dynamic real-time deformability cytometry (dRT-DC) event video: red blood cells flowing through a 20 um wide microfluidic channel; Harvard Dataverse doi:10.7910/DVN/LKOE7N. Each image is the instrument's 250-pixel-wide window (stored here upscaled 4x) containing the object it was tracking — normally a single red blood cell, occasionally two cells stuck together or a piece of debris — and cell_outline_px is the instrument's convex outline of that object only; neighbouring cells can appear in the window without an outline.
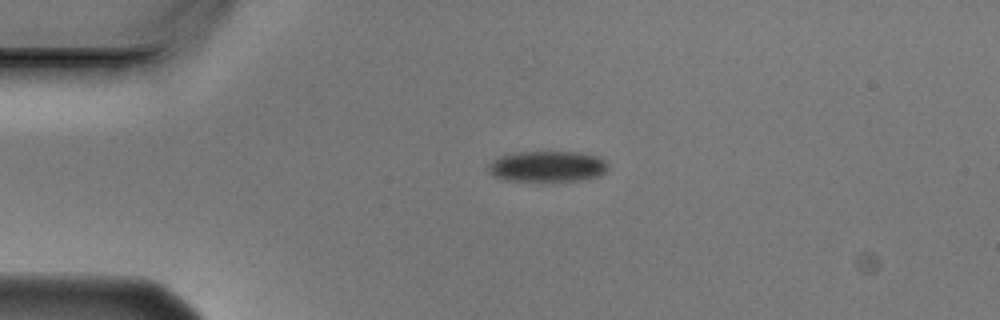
{"species": "Egyptian fruit bat (a non-hibernating species)", "species_latin": "Rousettus aegyptiacus", "temperature_condition": "cold", "stored_images_in_passage": 5, "camera_frame_rate_fps": 3000, "um_per_image_px": 0.085, "animal": {"sex": "male"}, "frame": {"image": 1, "passage_image": 5, "time_ms": 1.333, "image_size_px": [1000, 320], "cell_outline_px": [[608, 168], [600, 176], [588, 180], [504, 180], [492, 176], [488, 172], [488, 164], [492, 160], [500, 156], [512, 152], [580, 152], [600, 156], [608, 164]], "centroid_in_image_um": [46.53, 14.13], "position_along_channel_um": 38.5, "area_um2": 21.73}}